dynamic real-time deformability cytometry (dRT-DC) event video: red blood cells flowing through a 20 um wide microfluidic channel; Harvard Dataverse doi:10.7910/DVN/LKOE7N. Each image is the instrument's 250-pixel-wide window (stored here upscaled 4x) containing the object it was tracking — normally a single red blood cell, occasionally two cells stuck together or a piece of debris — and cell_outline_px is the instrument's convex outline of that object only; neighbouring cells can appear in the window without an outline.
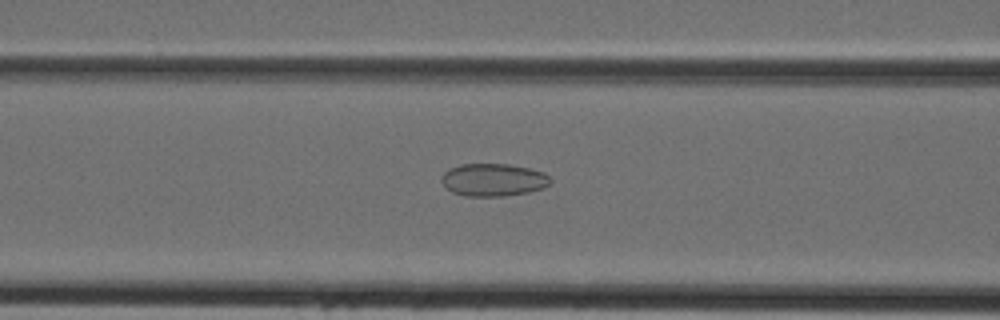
{"species": "Egyptian fruit bat (a non-hibernating species)", "species_latin": "Rousettus aegyptiacus", "temperature_condition": "cold", "stored_images_in_passage": 39, "camera_frame_rate_fps": 3000, "um_per_image_px": 0.085, "animal": {"sex": "female"}, "frame": {"image": 1, "passage_image": 13, "time_ms": 4.0, "image_size_px": [1000, 320], "cell_outline_px": [[552, 184], [544, 188], [528, 192], [504, 196], [464, 196], [452, 192], [440, 180], [444, 172], [460, 164], [508, 164], [528, 168], [544, 172], [552, 180]], "centroid_in_image_um": [41.97, 15.29], "position_along_channel_um": 124.6, "area_um2": 20.75}}
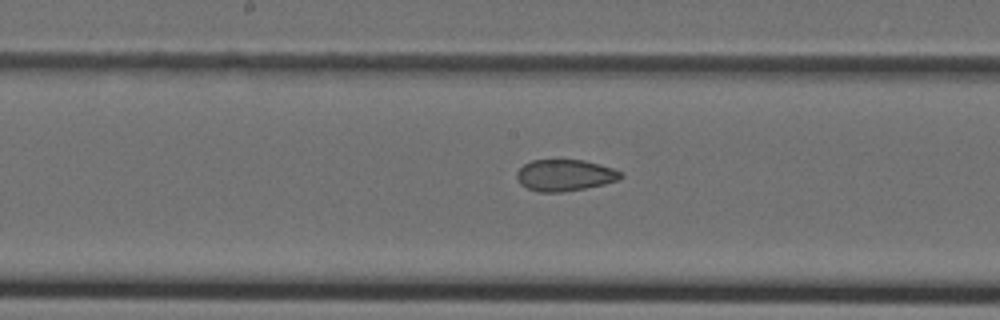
{"frame": {"image": 2, "passage_image": 18, "time_ms": 5.667, "image_size_px": [1000, 320], "cell_outline_px": [[624, 176], [620, 180], [604, 184], [564, 192], [540, 192], [528, 188], [520, 184], [516, 176], [516, 172], [524, 164], [532, 160], [584, 160], [600, 164], [612, 168], [620, 172]], "centroid_in_image_um": [48.02, 14.89], "position_along_channel_um": 200.2, "area_um2": 19.07}}
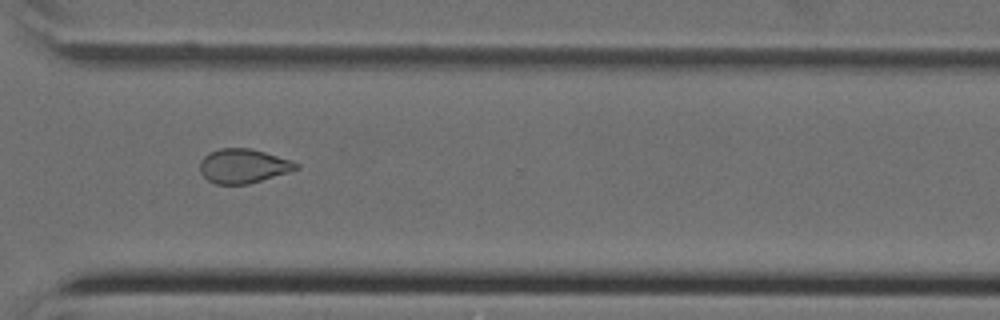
{"frame": {"image": 3, "passage_image": 28, "time_ms": 9.0, "image_size_px": [1000, 320], "cell_outline_px": [[300, 168], [288, 172], [248, 184], [216, 184], [208, 180], [200, 172], [200, 160], [208, 152], [220, 148], [252, 148], [292, 160], [300, 164]], "centroid_in_image_um": [20.68, 14.09], "position_along_channel_um": 349.9, "area_um2": 19.31}}